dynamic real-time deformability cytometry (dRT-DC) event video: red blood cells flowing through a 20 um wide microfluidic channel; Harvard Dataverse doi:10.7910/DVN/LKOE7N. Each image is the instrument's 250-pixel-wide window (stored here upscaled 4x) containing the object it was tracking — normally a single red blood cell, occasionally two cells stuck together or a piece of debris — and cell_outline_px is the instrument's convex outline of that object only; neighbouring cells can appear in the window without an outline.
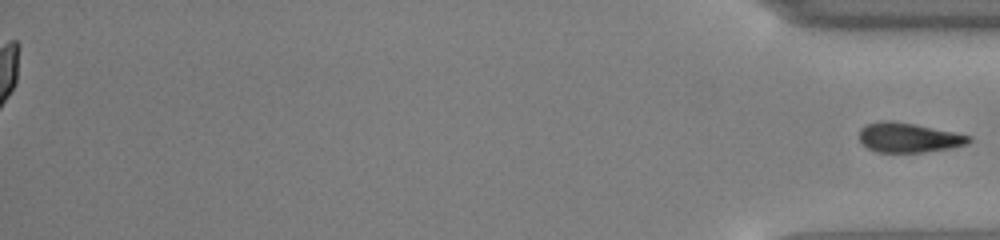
{"species": "common noctule bat (a hibernating species)", "species_latin": "Nyctalus noctula", "temperature_condition": "cold", "stored_images_in_passage": 50, "segment_of_instrument_passage": [2, 2], "camera_frame_rate_fps": 3000, "um_per_image_px": 0.085, "animal": {"sex": "male", "body_mass_g": 13.0, "forearm_length_mm": 53.1}, "frame": {"image": 1, "passage_image": 50, "time_ms": 16.333, "image_size_px": [1000, 240], "cell_outline_px": [[972, 140], [968, 144], [952, 148], [924, 152], [876, 152], [868, 148], [860, 140], [860, 128], [864, 124], [880, 120], [892, 120], [972, 136]], "centroid_in_image_um": [77.22, 11.69], "position_along_channel_um": 358.0, "area_um2": 18.9}}